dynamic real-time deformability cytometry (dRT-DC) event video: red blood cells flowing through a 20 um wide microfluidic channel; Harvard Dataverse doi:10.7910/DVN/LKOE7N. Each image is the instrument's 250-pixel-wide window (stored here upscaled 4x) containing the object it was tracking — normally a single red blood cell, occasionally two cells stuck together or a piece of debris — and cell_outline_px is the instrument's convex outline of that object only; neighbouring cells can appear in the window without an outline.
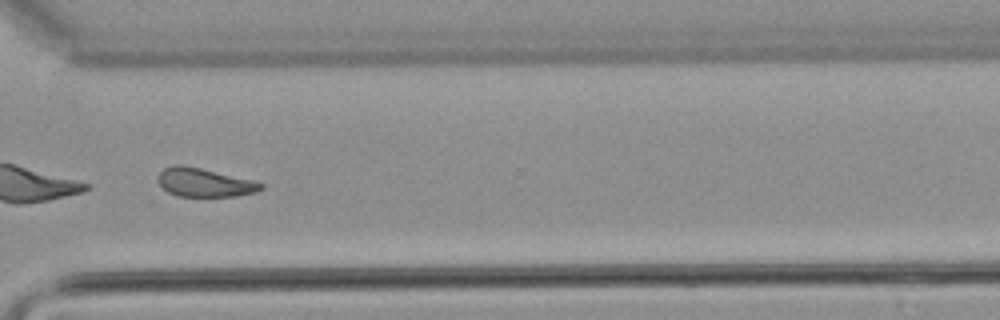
{"species": "common noctule bat (a hibernating species)", "species_latin": "Nyctalus noctula", "temperature_condition": "warm", "stored_images_in_passage": 43, "camera_frame_rate_fps": 3000, "um_per_image_px": 0.085, "animal": {"sex": "male", "body_mass_g": 21.5, "forearm_length_mm": 52.0}, "frame": {"image": 1, "passage_image": 31, "time_ms": 10.0, "image_size_px": [1000, 320], "cell_outline_px": [[264, 188], [256, 192], [236, 196], [176, 196], [168, 192], [156, 180], [156, 176], [164, 168], [176, 164], [180, 164], [200, 168], [252, 180], [264, 184]], "centroid_in_image_um": [17.35, 15.51], "position_along_channel_um": 353.3, "area_um2": 17.11}, "authors_computed_cell_mechanics": {"area_um2": 18.207, "velocity_mm_per_s": 3.8201, "shape_relaxation_time_tau1_ms": null, "shape_relaxation_time_tau2_ms": 7.0392, "deformation_change_tau1": null, "deformation_change_tau2": 0.1563}}